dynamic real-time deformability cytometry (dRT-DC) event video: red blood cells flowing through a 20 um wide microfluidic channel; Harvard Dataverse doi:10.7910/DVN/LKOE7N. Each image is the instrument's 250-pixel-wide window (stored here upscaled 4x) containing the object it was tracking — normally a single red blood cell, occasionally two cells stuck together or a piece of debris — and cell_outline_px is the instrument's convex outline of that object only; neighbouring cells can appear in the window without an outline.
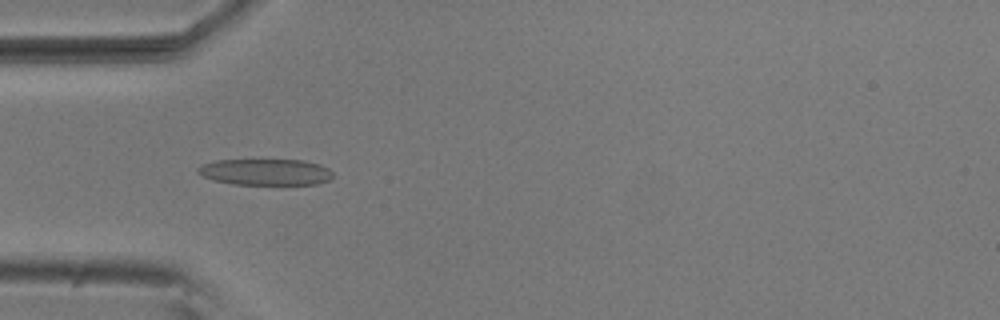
{"species": "common noctule bat (a hibernating species)", "species_latin": "Nyctalus noctula", "temperature_condition": "room temperature", "stored_images_in_passage": 4, "camera_frame_rate_fps": 3000, "um_per_image_px": 0.085, "animal": {"sex": "male", "body_mass_g": 20.5, "forearm_length_mm": 52.5}, "frame": {"image": 1, "passage_image": 3, "time_ms": 0.667, "image_size_px": [1000, 320], "cell_outline_px": [[332, 176], [328, 180], [316, 184], [232, 184], [212, 180], [196, 172], [196, 168], [204, 164], [216, 160], [304, 160], [320, 164], [328, 168], [332, 172]], "centroid_in_image_um": [22.56, 14.62], "position_along_channel_um": 62.4, "area_um2": 20.63}}
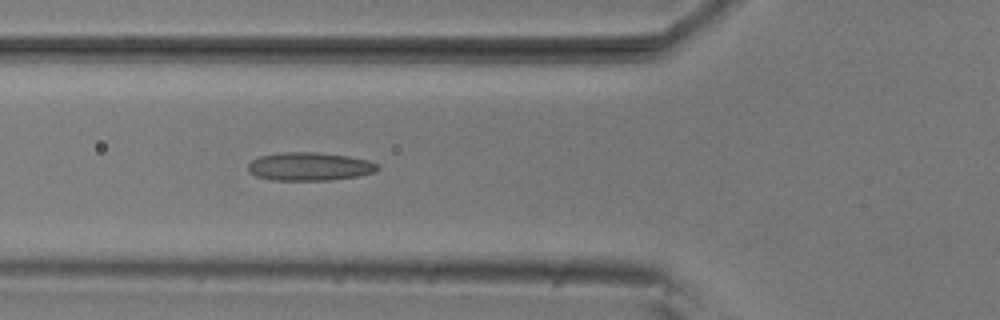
{"frame": {"image": 2, "passage_image": 4, "time_ms": 1.0, "image_size_px": [1000, 320], "cell_outline_px": [[380, 168], [372, 172], [356, 176], [328, 180], [272, 180], [256, 176], [248, 172], [248, 164], [252, 160], [260, 156], [284, 152], [316, 152], [348, 156], [368, 160], [380, 164]], "centroid_in_image_um": [26.3, 14.15], "position_along_channel_um": 99.5, "area_um2": 21.27}}